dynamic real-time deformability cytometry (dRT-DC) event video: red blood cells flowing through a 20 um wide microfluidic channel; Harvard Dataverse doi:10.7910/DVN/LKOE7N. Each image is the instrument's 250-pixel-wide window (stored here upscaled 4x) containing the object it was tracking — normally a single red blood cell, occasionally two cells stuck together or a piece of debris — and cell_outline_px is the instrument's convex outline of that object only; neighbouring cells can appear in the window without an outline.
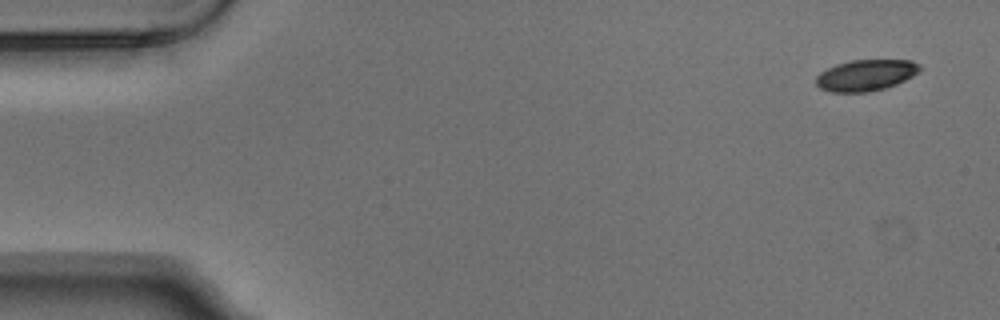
{"species": "Egyptian fruit bat (a non-hibernating species)", "species_latin": "Rousettus aegyptiacus", "temperature_condition": "warm", "stored_images_in_passage": 5, "camera_frame_rate_fps": 3000, "um_per_image_px": 0.085, "animal": {"sex": "male"}, "frame": {"image": 1, "passage_image": 1, "time_ms": 0.0, "image_size_px": [1000, 320], "cell_outline_px": [[920, 72], [896, 84], [884, 88], [868, 92], [832, 92], [820, 88], [816, 84], [816, 76], [820, 72], [836, 64], [852, 60], [912, 60], [920, 64]], "centroid_in_image_um": [73.6, 6.39], "position_along_channel_um": 11.4, "area_um2": 18.84}}
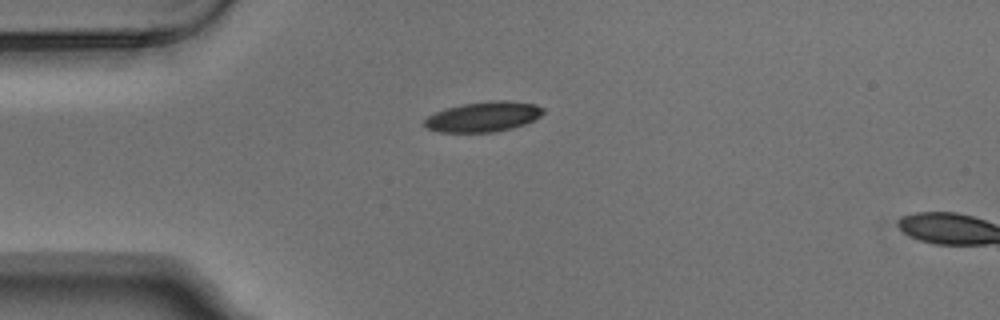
{"frame": {"image": 2, "passage_image": 4, "time_ms": 1.0, "image_size_px": [1000, 320], "cell_outline_px": [[544, 112], [540, 116], [524, 124], [512, 128], [496, 132], [440, 132], [428, 128], [424, 124], [424, 120], [428, 116], [436, 112], [448, 108], [464, 104], [488, 100], [504, 100], [536, 104], [544, 108]], "centroid_in_image_um": [41.11, 9.92], "position_along_channel_um": 43.9, "area_um2": 20.69}}